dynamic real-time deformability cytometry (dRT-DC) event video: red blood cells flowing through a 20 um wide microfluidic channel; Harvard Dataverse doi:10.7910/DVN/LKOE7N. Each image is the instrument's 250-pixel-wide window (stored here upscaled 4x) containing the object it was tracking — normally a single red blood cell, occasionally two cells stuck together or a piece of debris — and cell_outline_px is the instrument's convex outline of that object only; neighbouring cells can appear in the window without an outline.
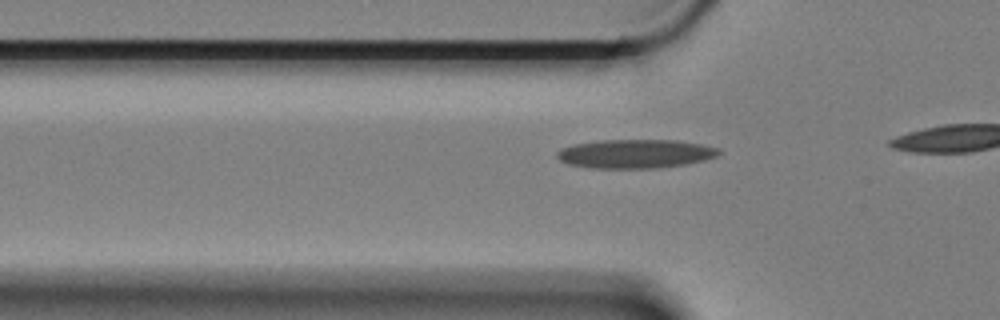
{"species": "Egyptian fruit bat (a non-hibernating species)", "species_latin": "Rousettus aegyptiacus", "temperature_condition": "cold", "stored_images_in_passage": 5, "segment_of_instrument_passage": [2, 2], "camera_frame_rate_fps": 3000, "um_per_image_px": 0.085, "animal": {"sex": "female"}, "frame": {"image": 1, "passage_image": 5, "time_ms": 1.333, "image_size_px": [1000, 320], "cell_outline_px": [[720, 152], [716, 156], [704, 160], [684, 164], [656, 168], [592, 168], [568, 164], [560, 160], [556, 156], [556, 152], [560, 148], [572, 144], [600, 140], [676, 140], [700, 144], [720, 148]], "centroid_in_image_um": [53.96, 13.06], "position_along_channel_um": 71.8, "area_um2": 27.22}}